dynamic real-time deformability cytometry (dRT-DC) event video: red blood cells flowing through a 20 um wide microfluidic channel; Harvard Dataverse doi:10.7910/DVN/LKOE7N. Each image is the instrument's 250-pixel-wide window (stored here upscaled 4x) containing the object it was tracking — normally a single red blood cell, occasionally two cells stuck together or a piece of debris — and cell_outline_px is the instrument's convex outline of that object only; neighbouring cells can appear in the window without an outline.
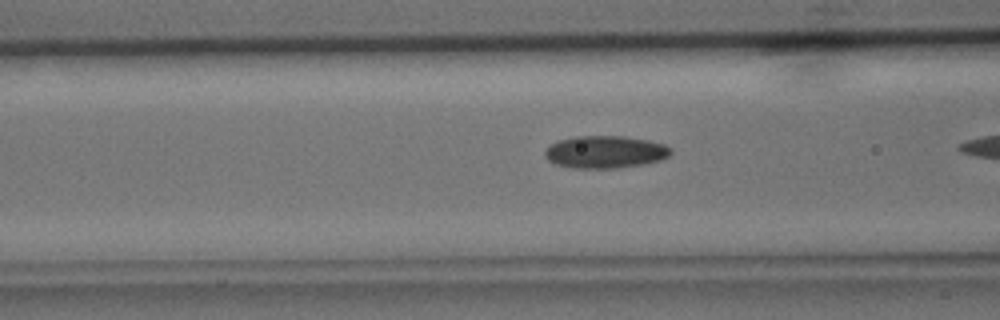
{"species": "common noctule bat (a hibernating species)", "species_latin": "Nyctalus noctula", "temperature_condition": "cold", "stored_images_in_passage": 15, "camera_frame_rate_fps": 3000, "um_per_image_px": 0.085, "animal": {"sex": "male", "body_mass_g": 15.6}, "frame": {"image": 1, "passage_image": 14, "time_ms": 4.333, "image_size_px": [1000, 320], "cell_outline_px": [[672, 152], [668, 156], [660, 160], [644, 164], [620, 168], [572, 168], [556, 164], [548, 160], [544, 156], [544, 152], [556, 140], [576, 136], [624, 136], [648, 140], [664, 144], [672, 148]], "centroid_in_image_um": [51.45, 12.92], "position_along_channel_um": 115.2, "area_um2": 23.93}}